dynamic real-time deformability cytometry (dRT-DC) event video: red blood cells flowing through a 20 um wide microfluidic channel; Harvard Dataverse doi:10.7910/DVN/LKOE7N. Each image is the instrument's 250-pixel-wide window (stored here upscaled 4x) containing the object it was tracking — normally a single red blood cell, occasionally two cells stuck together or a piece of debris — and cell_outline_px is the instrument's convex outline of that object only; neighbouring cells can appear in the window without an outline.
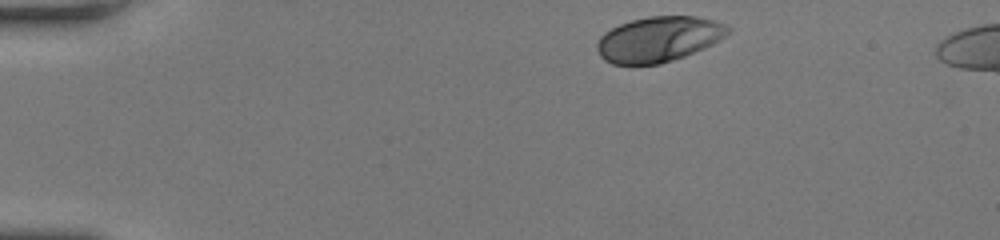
{"species": "human", "species_latin": "Homo sapiens", "temperature_condition": "room temperature", "stored_images_in_passage": 38, "camera_frame_rate_fps": 3000, "um_per_image_px": 0.085, "donor": {"sex": "female"}, "frame": {"image": 1, "passage_image": 1, "time_ms": 0.0, "image_size_px": [1000, 240], "cell_outline_px": [[732, 28], [720, 40], [704, 48], [684, 56], [660, 64], [612, 64], [604, 60], [600, 56], [596, 48], [596, 44], [600, 36], [604, 32], [620, 24], [632, 20], [648, 16], [696, 16], [712, 20], [724, 24]], "centroid_in_image_um": [55.96, 3.33], "position_along_channel_um": 29.0, "area_um2": 34.51}}
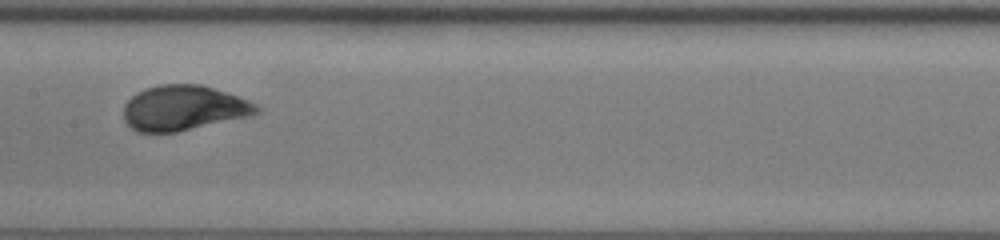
{"frame": {"image": 2, "passage_image": 17, "time_ms": 5.333, "image_size_px": [1000, 240], "cell_outline_px": [[260, 112], [252, 116], [176, 132], [136, 132], [124, 120], [124, 104], [136, 92], [144, 88], [160, 84], [200, 84], [248, 100], [256, 104], [260, 108]], "centroid_in_image_um": [15.6, 9.18], "position_along_channel_um": 191.8, "area_um2": 34.97}}
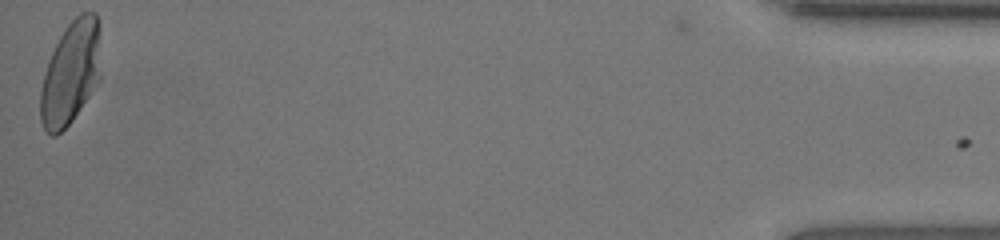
{"frame": {"image": 3, "passage_image": 38, "time_ms": 12.333, "image_size_px": [1000, 240], "cell_outline_px": [[100, 80], [72, 120], [56, 136], [52, 136], [44, 128], [40, 120], [40, 92], [44, 76], [52, 52], [64, 28], [80, 12], [96, 12], [100, 76]], "centroid_in_image_um": [5.98, 6.22], "position_along_channel_um": 429.2, "area_um2": 35.6}}